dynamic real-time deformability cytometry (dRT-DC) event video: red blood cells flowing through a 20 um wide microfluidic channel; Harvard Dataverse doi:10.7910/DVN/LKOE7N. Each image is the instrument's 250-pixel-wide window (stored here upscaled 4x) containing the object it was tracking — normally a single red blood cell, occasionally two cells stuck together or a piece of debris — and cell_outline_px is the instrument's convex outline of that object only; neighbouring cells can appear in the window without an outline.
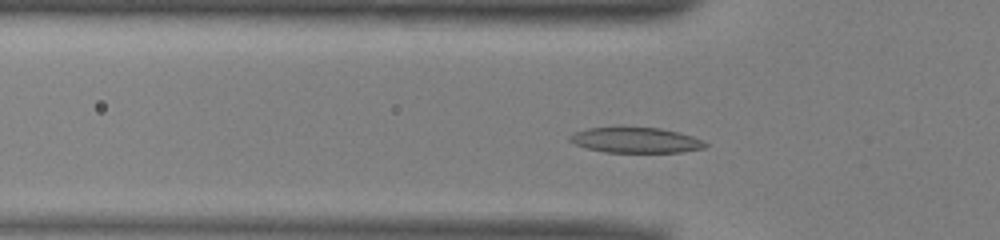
{"species": "common noctule bat (a hibernating species)", "species_latin": "Nyctalus noctula", "temperature_condition": "warm", "stored_images_in_passage": 30, "camera_frame_rate_fps": 3000, "um_per_image_px": 0.085, "animal": {"sex": "male", "body_mass_g": 13.0, "forearm_length_mm": 53.1}, "frame": {"image": 1, "passage_image": 8, "time_ms": 2.333, "image_size_px": [1000, 240], "cell_outline_px": [[692, 148], [668, 152], [620, 152], [596, 148], [604, 128], [648, 128], [668, 132]], "centroid_in_image_um": [54.35, 11.96], "position_along_channel_um": 71.4, "area_um2": 13.01}}
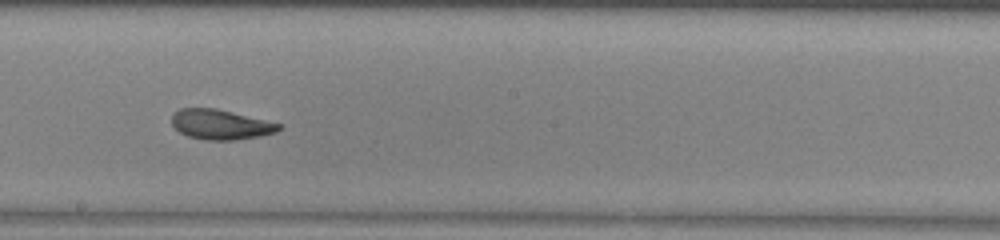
{"frame": {"image": 2, "passage_image": 20, "time_ms": 6.333, "image_size_px": [1000, 240], "cell_outline_px": [[280, 128], [268, 132], [248, 136], [196, 136], [184, 132], [176, 124], [204, 112], [224, 112], [276, 124]], "centroid_in_image_um": [19.1, 10.65], "position_along_channel_um": 229.1, "area_um2": 12.72}}
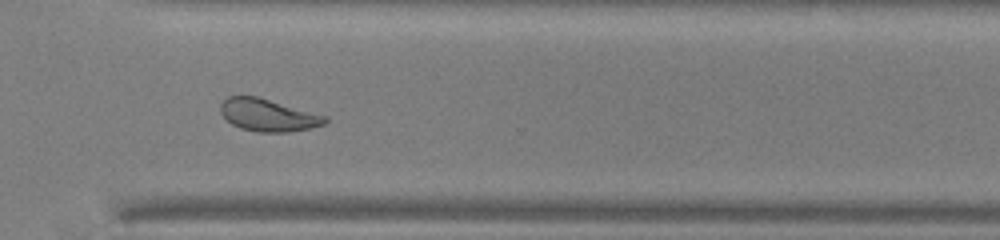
{"frame": {"image": 3, "passage_image": 29, "time_ms": 9.333, "image_size_px": [1000, 240], "cell_outline_px": [[316, 124], [304, 128], [248, 128], [236, 124], [228, 120], [236, 96], [248, 96], [264, 100], [284, 108]], "centroid_in_image_um": [22.47, 9.77], "position_along_channel_um": 348.1, "area_um2": 12.95}}